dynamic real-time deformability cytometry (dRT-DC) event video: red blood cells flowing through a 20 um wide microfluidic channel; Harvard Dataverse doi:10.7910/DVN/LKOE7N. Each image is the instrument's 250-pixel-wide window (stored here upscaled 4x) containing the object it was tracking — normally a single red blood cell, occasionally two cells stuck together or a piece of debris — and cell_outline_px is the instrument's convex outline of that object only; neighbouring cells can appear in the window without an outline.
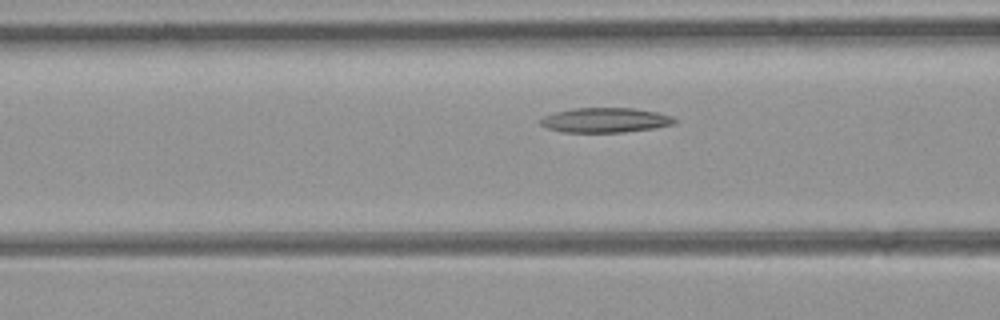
{"species": "common noctule bat (a hibernating species)", "species_latin": "Nyctalus noctula", "temperature_condition": "room temperature", "stored_images_in_passage": 6, "camera_frame_rate_fps": 3000, "um_per_image_px": 0.085, "animal": {"sex": "female", "body_mass_g": 21.9}, "frame": {"image": 1, "passage_image": 5, "time_ms": 1.333, "image_size_px": [1000, 320], "cell_outline_px": [[676, 124], [652, 128], [624, 132], [564, 132], [548, 128], [540, 124], [540, 120], [544, 116], [556, 112], [572, 108], [632, 108], [656, 112], [672, 116], [676, 120]], "centroid_in_image_um": [51.46, 10.21], "position_along_channel_um": 115.1, "area_um2": 19.19}}
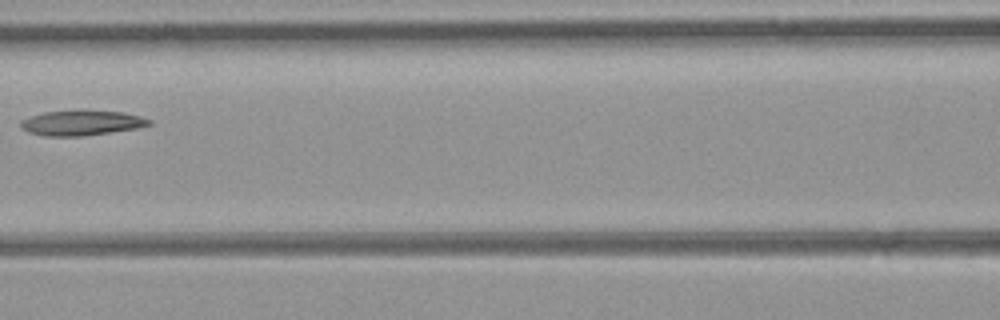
{"frame": {"image": 2, "passage_image": 6, "time_ms": 1.667, "image_size_px": [1000, 320], "cell_outline_px": [[152, 124], [136, 128], [80, 136], [44, 136], [28, 132], [20, 124], [20, 120], [44, 112], [76, 108], [84, 108], [124, 112], [140, 116], [152, 120]], "centroid_in_image_um": [6.94, 10.4], "position_along_channel_um": 159.7, "area_um2": 19.25}}